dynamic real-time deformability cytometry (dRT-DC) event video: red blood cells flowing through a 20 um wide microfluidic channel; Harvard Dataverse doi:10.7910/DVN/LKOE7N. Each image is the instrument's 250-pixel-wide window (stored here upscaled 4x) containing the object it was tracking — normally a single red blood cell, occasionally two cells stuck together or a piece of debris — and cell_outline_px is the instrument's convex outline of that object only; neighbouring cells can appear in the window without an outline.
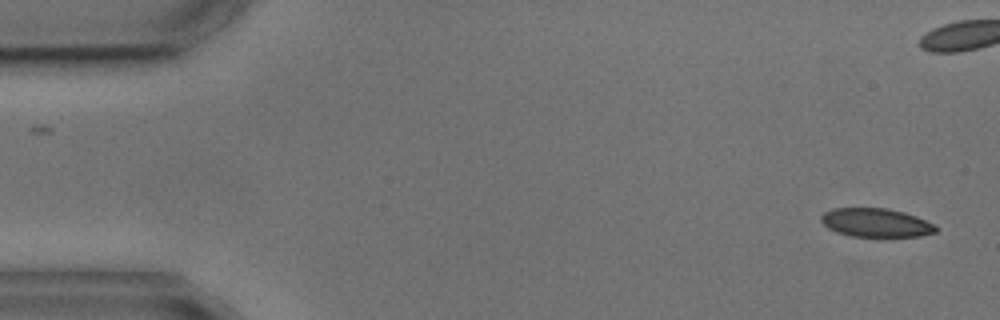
{"species": "common noctule bat (a hibernating species)", "species_latin": "Nyctalus noctula", "temperature_condition": "cold", "stored_images_in_passage": 7, "camera_frame_rate_fps": 3000, "um_per_image_px": 0.085, "animal": {"sex": "male", "body_mass_g": 17.9, "forearm_length_mm": 54.2}, "frame": {"image": 1, "passage_image": 1, "time_ms": 0.0, "image_size_px": [1000, 320], "cell_outline_px": [[940, 228], [936, 232], [920, 236], [852, 236], [836, 232], [828, 228], [820, 220], [820, 216], [824, 212], [832, 208], [888, 208], [904, 212], [916, 216]], "centroid_in_image_um": [74.44, 18.92], "position_along_channel_um": 10.6, "area_um2": 19.13}}